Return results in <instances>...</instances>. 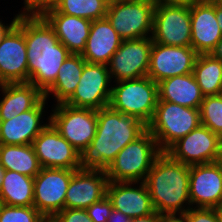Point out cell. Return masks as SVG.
I'll use <instances>...</instances> for the list:
<instances>
[{"mask_svg":"<svg viewBox=\"0 0 222 222\" xmlns=\"http://www.w3.org/2000/svg\"><path fill=\"white\" fill-rule=\"evenodd\" d=\"M147 130L141 120L109 106L97 110V131L80 153V169L106 171L117 154Z\"/></svg>","mask_w":222,"mask_h":222,"instance_id":"cell-1","label":"cell"},{"mask_svg":"<svg viewBox=\"0 0 222 222\" xmlns=\"http://www.w3.org/2000/svg\"><path fill=\"white\" fill-rule=\"evenodd\" d=\"M25 43L28 83L44 93L55 82L59 68L71 53L41 14H25Z\"/></svg>","mask_w":222,"mask_h":222,"instance_id":"cell-2","label":"cell"},{"mask_svg":"<svg viewBox=\"0 0 222 222\" xmlns=\"http://www.w3.org/2000/svg\"><path fill=\"white\" fill-rule=\"evenodd\" d=\"M189 172L190 166L173 160L166 152L155 159L144 182L157 213H186L191 208Z\"/></svg>","mask_w":222,"mask_h":222,"instance_id":"cell-3","label":"cell"},{"mask_svg":"<svg viewBox=\"0 0 222 222\" xmlns=\"http://www.w3.org/2000/svg\"><path fill=\"white\" fill-rule=\"evenodd\" d=\"M162 153L156 139L146 130L127 144L105 171L108 181L144 182L155 159Z\"/></svg>","mask_w":222,"mask_h":222,"instance_id":"cell-4","label":"cell"},{"mask_svg":"<svg viewBox=\"0 0 222 222\" xmlns=\"http://www.w3.org/2000/svg\"><path fill=\"white\" fill-rule=\"evenodd\" d=\"M159 100L158 84L148 76L116 82L112 86L109 107L125 115L135 116L148 125Z\"/></svg>","mask_w":222,"mask_h":222,"instance_id":"cell-5","label":"cell"},{"mask_svg":"<svg viewBox=\"0 0 222 222\" xmlns=\"http://www.w3.org/2000/svg\"><path fill=\"white\" fill-rule=\"evenodd\" d=\"M201 125L200 108H190L168 101H158L147 130L165 152L173 143Z\"/></svg>","mask_w":222,"mask_h":222,"instance_id":"cell-6","label":"cell"},{"mask_svg":"<svg viewBox=\"0 0 222 222\" xmlns=\"http://www.w3.org/2000/svg\"><path fill=\"white\" fill-rule=\"evenodd\" d=\"M155 4L151 0H109L106 18L122 40L151 37Z\"/></svg>","mask_w":222,"mask_h":222,"instance_id":"cell-7","label":"cell"},{"mask_svg":"<svg viewBox=\"0 0 222 222\" xmlns=\"http://www.w3.org/2000/svg\"><path fill=\"white\" fill-rule=\"evenodd\" d=\"M47 118L79 153L93 140L97 131V110L56 104Z\"/></svg>","mask_w":222,"mask_h":222,"instance_id":"cell-8","label":"cell"},{"mask_svg":"<svg viewBox=\"0 0 222 222\" xmlns=\"http://www.w3.org/2000/svg\"><path fill=\"white\" fill-rule=\"evenodd\" d=\"M152 41L191 47L190 5H157L153 14Z\"/></svg>","mask_w":222,"mask_h":222,"instance_id":"cell-9","label":"cell"},{"mask_svg":"<svg viewBox=\"0 0 222 222\" xmlns=\"http://www.w3.org/2000/svg\"><path fill=\"white\" fill-rule=\"evenodd\" d=\"M28 83L25 14L0 43V85Z\"/></svg>","mask_w":222,"mask_h":222,"instance_id":"cell-10","label":"cell"},{"mask_svg":"<svg viewBox=\"0 0 222 222\" xmlns=\"http://www.w3.org/2000/svg\"><path fill=\"white\" fill-rule=\"evenodd\" d=\"M110 82L107 65L86 62L79 84L65 104L93 110L108 107L112 90Z\"/></svg>","mask_w":222,"mask_h":222,"instance_id":"cell-11","label":"cell"},{"mask_svg":"<svg viewBox=\"0 0 222 222\" xmlns=\"http://www.w3.org/2000/svg\"><path fill=\"white\" fill-rule=\"evenodd\" d=\"M219 151V135L200 125L178 139L165 152L173 160L192 166L217 162Z\"/></svg>","mask_w":222,"mask_h":222,"instance_id":"cell-12","label":"cell"},{"mask_svg":"<svg viewBox=\"0 0 222 222\" xmlns=\"http://www.w3.org/2000/svg\"><path fill=\"white\" fill-rule=\"evenodd\" d=\"M75 170L41 168L34 177V207L44 216L65 209V196Z\"/></svg>","mask_w":222,"mask_h":222,"instance_id":"cell-13","label":"cell"},{"mask_svg":"<svg viewBox=\"0 0 222 222\" xmlns=\"http://www.w3.org/2000/svg\"><path fill=\"white\" fill-rule=\"evenodd\" d=\"M153 46L151 37L122 40L107 66L114 82L133 80L148 75L150 53Z\"/></svg>","mask_w":222,"mask_h":222,"instance_id":"cell-14","label":"cell"},{"mask_svg":"<svg viewBox=\"0 0 222 222\" xmlns=\"http://www.w3.org/2000/svg\"><path fill=\"white\" fill-rule=\"evenodd\" d=\"M32 146L42 168L80 169V153L49 121Z\"/></svg>","mask_w":222,"mask_h":222,"instance_id":"cell-15","label":"cell"},{"mask_svg":"<svg viewBox=\"0 0 222 222\" xmlns=\"http://www.w3.org/2000/svg\"><path fill=\"white\" fill-rule=\"evenodd\" d=\"M198 53L192 47L153 42L148 77L157 84L165 79L193 72Z\"/></svg>","mask_w":222,"mask_h":222,"instance_id":"cell-16","label":"cell"},{"mask_svg":"<svg viewBox=\"0 0 222 222\" xmlns=\"http://www.w3.org/2000/svg\"><path fill=\"white\" fill-rule=\"evenodd\" d=\"M189 196L191 207L222 206V169L217 162L190 166Z\"/></svg>","mask_w":222,"mask_h":222,"instance_id":"cell-17","label":"cell"},{"mask_svg":"<svg viewBox=\"0 0 222 222\" xmlns=\"http://www.w3.org/2000/svg\"><path fill=\"white\" fill-rule=\"evenodd\" d=\"M191 47L198 54H210L222 38L216 19V0H196L190 5Z\"/></svg>","mask_w":222,"mask_h":222,"instance_id":"cell-18","label":"cell"},{"mask_svg":"<svg viewBox=\"0 0 222 222\" xmlns=\"http://www.w3.org/2000/svg\"><path fill=\"white\" fill-rule=\"evenodd\" d=\"M108 177L105 171L77 169L65 196V208L87 209L106 197Z\"/></svg>","mask_w":222,"mask_h":222,"instance_id":"cell-19","label":"cell"},{"mask_svg":"<svg viewBox=\"0 0 222 222\" xmlns=\"http://www.w3.org/2000/svg\"><path fill=\"white\" fill-rule=\"evenodd\" d=\"M138 183L139 187L138 185L134 187V184ZM106 196L114 210L122 212L131 219L147 216L155 212L145 182L109 181Z\"/></svg>","mask_w":222,"mask_h":222,"instance_id":"cell-20","label":"cell"},{"mask_svg":"<svg viewBox=\"0 0 222 222\" xmlns=\"http://www.w3.org/2000/svg\"><path fill=\"white\" fill-rule=\"evenodd\" d=\"M46 101L47 99L44 98L35 108L22 112L9 120H0V144H32L33 140L47 126L46 123L42 124Z\"/></svg>","mask_w":222,"mask_h":222,"instance_id":"cell-21","label":"cell"},{"mask_svg":"<svg viewBox=\"0 0 222 222\" xmlns=\"http://www.w3.org/2000/svg\"><path fill=\"white\" fill-rule=\"evenodd\" d=\"M41 15L54 29L59 42L65 45L71 54H82L92 21L59 13L53 6L46 8Z\"/></svg>","mask_w":222,"mask_h":222,"instance_id":"cell-22","label":"cell"},{"mask_svg":"<svg viewBox=\"0 0 222 222\" xmlns=\"http://www.w3.org/2000/svg\"><path fill=\"white\" fill-rule=\"evenodd\" d=\"M121 42V37L106 17L94 20L81 56L86 62L108 65Z\"/></svg>","mask_w":222,"mask_h":222,"instance_id":"cell-23","label":"cell"},{"mask_svg":"<svg viewBox=\"0 0 222 222\" xmlns=\"http://www.w3.org/2000/svg\"><path fill=\"white\" fill-rule=\"evenodd\" d=\"M0 91V120H9L22 112L35 108L45 97L44 93L30 83L2 84Z\"/></svg>","mask_w":222,"mask_h":222,"instance_id":"cell-24","label":"cell"},{"mask_svg":"<svg viewBox=\"0 0 222 222\" xmlns=\"http://www.w3.org/2000/svg\"><path fill=\"white\" fill-rule=\"evenodd\" d=\"M158 101H168L190 108H200L204 95L193 73L174 76L158 83Z\"/></svg>","mask_w":222,"mask_h":222,"instance_id":"cell-25","label":"cell"},{"mask_svg":"<svg viewBox=\"0 0 222 222\" xmlns=\"http://www.w3.org/2000/svg\"><path fill=\"white\" fill-rule=\"evenodd\" d=\"M85 63L81 54H70L59 68L55 82L44 92V97L47 99L51 93L57 104L65 103L76 90Z\"/></svg>","mask_w":222,"mask_h":222,"instance_id":"cell-26","label":"cell"},{"mask_svg":"<svg viewBox=\"0 0 222 222\" xmlns=\"http://www.w3.org/2000/svg\"><path fill=\"white\" fill-rule=\"evenodd\" d=\"M0 196L8 206H34V178L6 170Z\"/></svg>","mask_w":222,"mask_h":222,"instance_id":"cell-27","label":"cell"},{"mask_svg":"<svg viewBox=\"0 0 222 222\" xmlns=\"http://www.w3.org/2000/svg\"><path fill=\"white\" fill-rule=\"evenodd\" d=\"M0 163L5 170L16 171L33 178L42 168L32 144H0Z\"/></svg>","mask_w":222,"mask_h":222,"instance_id":"cell-28","label":"cell"},{"mask_svg":"<svg viewBox=\"0 0 222 222\" xmlns=\"http://www.w3.org/2000/svg\"><path fill=\"white\" fill-rule=\"evenodd\" d=\"M193 75L204 96L222 94V62L211 54H199Z\"/></svg>","mask_w":222,"mask_h":222,"instance_id":"cell-29","label":"cell"},{"mask_svg":"<svg viewBox=\"0 0 222 222\" xmlns=\"http://www.w3.org/2000/svg\"><path fill=\"white\" fill-rule=\"evenodd\" d=\"M109 0H56L53 7L62 14L94 21L106 17Z\"/></svg>","mask_w":222,"mask_h":222,"instance_id":"cell-30","label":"cell"},{"mask_svg":"<svg viewBox=\"0 0 222 222\" xmlns=\"http://www.w3.org/2000/svg\"><path fill=\"white\" fill-rule=\"evenodd\" d=\"M201 125L213 133H222V94L204 96L200 106Z\"/></svg>","mask_w":222,"mask_h":222,"instance_id":"cell-31","label":"cell"},{"mask_svg":"<svg viewBox=\"0 0 222 222\" xmlns=\"http://www.w3.org/2000/svg\"><path fill=\"white\" fill-rule=\"evenodd\" d=\"M44 216L34 206L3 205L0 210V222H41Z\"/></svg>","mask_w":222,"mask_h":222,"instance_id":"cell-32","label":"cell"},{"mask_svg":"<svg viewBox=\"0 0 222 222\" xmlns=\"http://www.w3.org/2000/svg\"><path fill=\"white\" fill-rule=\"evenodd\" d=\"M112 210V204L107 196L86 209L89 218L93 222H107Z\"/></svg>","mask_w":222,"mask_h":222,"instance_id":"cell-33","label":"cell"},{"mask_svg":"<svg viewBox=\"0 0 222 222\" xmlns=\"http://www.w3.org/2000/svg\"><path fill=\"white\" fill-rule=\"evenodd\" d=\"M187 222H220L216 208H193L185 213Z\"/></svg>","mask_w":222,"mask_h":222,"instance_id":"cell-34","label":"cell"},{"mask_svg":"<svg viewBox=\"0 0 222 222\" xmlns=\"http://www.w3.org/2000/svg\"><path fill=\"white\" fill-rule=\"evenodd\" d=\"M55 217L59 222H93L86 209H68L65 208L59 211Z\"/></svg>","mask_w":222,"mask_h":222,"instance_id":"cell-35","label":"cell"},{"mask_svg":"<svg viewBox=\"0 0 222 222\" xmlns=\"http://www.w3.org/2000/svg\"><path fill=\"white\" fill-rule=\"evenodd\" d=\"M56 0H24L21 14H41L46 8L52 7Z\"/></svg>","mask_w":222,"mask_h":222,"instance_id":"cell-36","label":"cell"},{"mask_svg":"<svg viewBox=\"0 0 222 222\" xmlns=\"http://www.w3.org/2000/svg\"><path fill=\"white\" fill-rule=\"evenodd\" d=\"M159 222H187V221L185 213H178V214H160Z\"/></svg>","mask_w":222,"mask_h":222,"instance_id":"cell-37","label":"cell"},{"mask_svg":"<svg viewBox=\"0 0 222 222\" xmlns=\"http://www.w3.org/2000/svg\"><path fill=\"white\" fill-rule=\"evenodd\" d=\"M157 5H191L196 0H151Z\"/></svg>","mask_w":222,"mask_h":222,"instance_id":"cell-38","label":"cell"},{"mask_svg":"<svg viewBox=\"0 0 222 222\" xmlns=\"http://www.w3.org/2000/svg\"><path fill=\"white\" fill-rule=\"evenodd\" d=\"M20 12L19 14H17L14 19L11 21V23L5 26L4 23H2V21H0V43L2 42L3 38L6 36V34L17 24L18 18L20 16Z\"/></svg>","mask_w":222,"mask_h":222,"instance_id":"cell-39","label":"cell"},{"mask_svg":"<svg viewBox=\"0 0 222 222\" xmlns=\"http://www.w3.org/2000/svg\"><path fill=\"white\" fill-rule=\"evenodd\" d=\"M130 219L127 215L122 212L112 210L110 217L107 219V222H130Z\"/></svg>","mask_w":222,"mask_h":222,"instance_id":"cell-40","label":"cell"},{"mask_svg":"<svg viewBox=\"0 0 222 222\" xmlns=\"http://www.w3.org/2000/svg\"><path fill=\"white\" fill-rule=\"evenodd\" d=\"M159 221H160V214L157 213L156 211L147 216L130 219V222H159Z\"/></svg>","mask_w":222,"mask_h":222,"instance_id":"cell-41","label":"cell"},{"mask_svg":"<svg viewBox=\"0 0 222 222\" xmlns=\"http://www.w3.org/2000/svg\"><path fill=\"white\" fill-rule=\"evenodd\" d=\"M214 58L222 62V38L217 43L215 49L210 53Z\"/></svg>","mask_w":222,"mask_h":222,"instance_id":"cell-42","label":"cell"},{"mask_svg":"<svg viewBox=\"0 0 222 222\" xmlns=\"http://www.w3.org/2000/svg\"><path fill=\"white\" fill-rule=\"evenodd\" d=\"M216 19L218 20L219 23V28L222 31V1H217L216 0Z\"/></svg>","mask_w":222,"mask_h":222,"instance_id":"cell-43","label":"cell"},{"mask_svg":"<svg viewBox=\"0 0 222 222\" xmlns=\"http://www.w3.org/2000/svg\"><path fill=\"white\" fill-rule=\"evenodd\" d=\"M41 222H59V220L55 217H43Z\"/></svg>","mask_w":222,"mask_h":222,"instance_id":"cell-44","label":"cell"},{"mask_svg":"<svg viewBox=\"0 0 222 222\" xmlns=\"http://www.w3.org/2000/svg\"><path fill=\"white\" fill-rule=\"evenodd\" d=\"M5 172H6V170L4 169V167L0 163V190H1L2 181L4 180Z\"/></svg>","mask_w":222,"mask_h":222,"instance_id":"cell-45","label":"cell"},{"mask_svg":"<svg viewBox=\"0 0 222 222\" xmlns=\"http://www.w3.org/2000/svg\"><path fill=\"white\" fill-rule=\"evenodd\" d=\"M217 163L221 166L222 169V148H220Z\"/></svg>","mask_w":222,"mask_h":222,"instance_id":"cell-46","label":"cell"},{"mask_svg":"<svg viewBox=\"0 0 222 222\" xmlns=\"http://www.w3.org/2000/svg\"><path fill=\"white\" fill-rule=\"evenodd\" d=\"M217 212H218V216H219L220 222H222V206L217 208Z\"/></svg>","mask_w":222,"mask_h":222,"instance_id":"cell-47","label":"cell"},{"mask_svg":"<svg viewBox=\"0 0 222 222\" xmlns=\"http://www.w3.org/2000/svg\"><path fill=\"white\" fill-rule=\"evenodd\" d=\"M219 140H220V148H222V133L219 135Z\"/></svg>","mask_w":222,"mask_h":222,"instance_id":"cell-48","label":"cell"},{"mask_svg":"<svg viewBox=\"0 0 222 222\" xmlns=\"http://www.w3.org/2000/svg\"><path fill=\"white\" fill-rule=\"evenodd\" d=\"M3 205H4V203H3V200L1 199V196H0V210L2 209Z\"/></svg>","mask_w":222,"mask_h":222,"instance_id":"cell-49","label":"cell"}]
</instances>
